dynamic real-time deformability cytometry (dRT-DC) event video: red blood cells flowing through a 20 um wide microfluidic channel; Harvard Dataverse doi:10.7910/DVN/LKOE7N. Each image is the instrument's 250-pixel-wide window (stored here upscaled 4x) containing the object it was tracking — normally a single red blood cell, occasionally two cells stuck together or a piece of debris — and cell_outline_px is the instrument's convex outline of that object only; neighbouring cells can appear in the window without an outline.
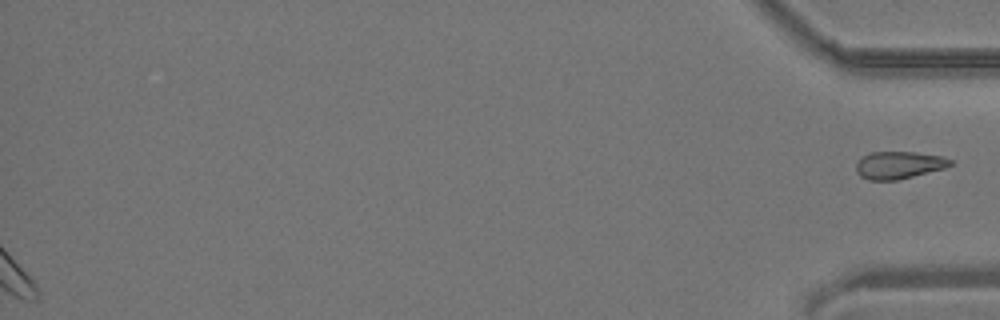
{"species": "common noctule bat (a hibernating species)", "species_latin": "Nyctalus noctula", "temperature_condition": "room temperature", "stored_images_in_passage": 39, "segment_of_instrument_passage": [2, 2], "camera_frame_rate_fps": 3000, "um_per_image_px": 0.085, "animal": {"sex": "male", "body_mass_g": 19.2, "forearm_length_mm": 51.8}, "frame": {"image": 1, "passage_image": 39, "time_ms": 12.667, "image_size_px": [1000, 320], "cell_outline_px": [[952, 164], [944, 168], [896, 180], [868, 180], [860, 176], [856, 172], [856, 164], [868, 152], [916, 152], [940, 156], [952, 160]], "centroid_in_image_um": [76.37, 14.03], "position_along_channel_um": 358.8, "area_um2": 14.85}}